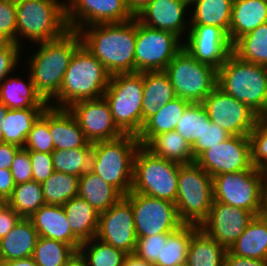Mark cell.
<instances>
[{
  "instance_id": "obj_1",
  "label": "cell",
  "mask_w": 267,
  "mask_h": 266,
  "mask_svg": "<svg viewBox=\"0 0 267 266\" xmlns=\"http://www.w3.org/2000/svg\"><path fill=\"white\" fill-rule=\"evenodd\" d=\"M137 19L88 25L78 31L83 46L112 76L135 72Z\"/></svg>"
},
{
  "instance_id": "obj_56",
  "label": "cell",
  "mask_w": 267,
  "mask_h": 266,
  "mask_svg": "<svg viewBox=\"0 0 267 266\" xmlns=\"http://www.w3.org/2000/svg\"><path fill=\"white\" fill-rule=\"evenodd\" d=\"M152 0H125L127 9L135 17Z\"/></svg>"
},
{
  "instance_id": "obj_41",
  "label": "cell",
  "mask_w": 267,
  "mask_h": 266,
  "mask_svg": "<svg viewBox=\"0 0 267 266\" xmlns=\"http://www.w3.org/2000/svg\"><path fill=\"white\" fill-rule=\"evenodd\" d=\"M76 254L67 243L38 237L32 258L38 266H66Z\"/></svg>"
},
{
  "instance_id": "obj_34",
  "label": "cell",
  "mask_w": 267,
  "mask_h": 266,
  "mask_svg": "<svg viewBox=\"0 0 267 266\" xmlns=\"http://www.w3.org/2000/svg\"><path fill=\"white\" fill-rule=\"evenodd\" d=\"M226 251L199 228L191 236L186 263L190 266H223Z\"/></svg>"
},
{
  "instance_id": "obj_10",
  "label": "cell",
  "mask_w": 267,
  "mask_h": 266,
  "mask_svg": "<svg viewBox=\"0 0 267 266\" xmlns=\"http://www.w3.org/2000/svg\"><path fill=\"white\" fill-rule=\"evenodd\" d=\"M213 198L232 207L245 209L255 216L262 215L266 196V172L248 169L212 177Z\"/></svg>"
},
{
  "instance_id": "obj_51",
  "label": "cell",
  "mask_w": 267,
  "mask_h": 266,
  "mask_svg": "<svg viewBox=\"0 0 267 266\" xmlns=\"http://www.w3.org/2000/svg\"><path fill=\"white\" fill-rule=\"evenodd\" d=\"M20 47L22 48L17 43L11 42L7 46L0 47V84L18 66L22 51Z\"/></svg>"
},
{
  "instance_id": "obj_61",
  "label": "cell",
  "mask_w": 267,
  "mask_h": 266,
  "mask_svg": "<svg viewBox=\"0 0 267 266\" xmlns=\"http://www.w3.org/2000/svg\"><path fill=\"white\" fill-rule=\"evenodd\" d=\"M10 43V41L0 33V47L7 46Z\"/></svg>"
},
{
  "instance_id": "obj_49",
  "label": "cell",
  "mask_w": 267,
  "mask_h": 266,
  "mask_svg": "<svg viewBox=\"0 0 267 266\" xmlns=\"http://www.w3.org/2000/svg\"><path fill=\"white\" fill-rule=\"evenodd\" d=\"M31 158L33 180L42 183L54 172L52 153L29 151Z\"/></svg>"
},
{
  "instance_id": "obj_14",
  "label": "cell",
  "mask_w": 267,
  "mask_h": 266,
  "mask_svg": "<svg viewBox=\"0 0 267 266\" xmlns=\"http://www.w3.org/2000/svg\"><path fill=\"white\" fill-rule=\"evenodd\" d=\"M212 123L232 136H249L259 116L244 103L216 86L201 102Z\"/></svg>"
},
{
  "instance_id": "obj_38",
  "label": "cell",
  "mask_w": 267,
  "mask_h": 266,
  "mask_svg": "<svg viewBox=\"0 0 267 266\" xmlns=\"http://www.w3.org/2000/svg\"><path fill=\"white\" fill-rule=\"evenodd\" d=\"M6 203L21 217L30 218L45 205L41 183L34 180L15 185Z\"/></svg>"
},
{
  "instance_id": "obj_16",
  "label": "cell",
  "mask_w": 267,
  "mask_h": 266,
  "mask_svg": "<svg viewBox=\"0 0 267 266\" xmlns=\"http://www.w3.org/2000/svg\"><path fill=\"white\" fill-rule=\"evenodd\" d=\"M65 18L68 29L79 31L88 25L126 22L134 16L125 0H65Z\"/></svg>"
},
{
  "instance_id": "obj_57",
  "label": "cell",
  "mask_w": 267,
  "mask_h": 266,
  "mask_svg": "<svg viewBox=\"0 0 267 266\" xmlns=\"http://www.w3.org/2000/svg\"><path fill=\"white\" fill-rule=\"evenodd\" d=\"M124 266H154V264L138 258L135 254H127L124 260Z\"/></svg>"
},
{
  "instance_id": "obj_50",
  "label": "cell",
  "mask_w": 267,
  "mask_h": 266,
  "mask_svg": "<svg viewBox=\"0 0 267 266\" xmlns=\"http://www.w3.org/2000/svg\"><path fill=\"white\" fill-rule=\"evenodd\" d=\"M15 184L33 180L29 150L21 148L15 155L10 167Z\"/></svg>"
},
{
  "instance_id": "obj_44",
  "label": "cell",
  "mask_w": 267,
  "mask_h": 266,
  "mask_svg": "<svg viewBox=\"0 0 267 266\" xmlns=\"http://www.w3.org/2000/svg\"><path fill=\"white\" fill-rule=\"evenodd\" d=\"M23 148L42 153H52L54 151L53 139L48 125V107L34 123Z\"/></svg>"
},
{
  "instance_id": "obj_64",
  "label": "cell",
  "mask_w": 267,
  "mask_h": 266,
  "mask_svg": "<svg viewBox=\"0 0 267 266\" xmlns=\"http://www.w3.org/2000/svg\"><path fill=\"white\" fill-rule=\"evenodd\" d=\"M179 266H190V265H188L187 263H184V264L179 265Z\"/></svg>"
},
{
  "instance_id": "obj_3",
  "label": "cell",
  "mask_w": 267,
  "mask_h": 266,
  "mask_svg": "<svg viewBox=\"0 0 267 266\" xmlns=\"http://www.w3.org/2000/svg\"><path fill=\"white\" fill-rule=\"evenodd\" d=\"M110 77L103 64L81 44L72 55L59 93L53 99L57 102L49 106L67 109L79 101L102 98Z\"/></svg>"
},
{
  "instance_id": "obj_26",
  "label": "cell",
  "mask_w": 267,
  "mask_h": 266,
  "mask_svg": "<svg viewBox=\"0 0 267 266\" xmlns=\"http://www.w3.org/2000/svg\"><path fill=\"white\" fill-rule=\"evenodd\" d=\"M175 97L174 88L164 71L143 72L142 126L162 105Z\"/></svg>"
},
{
  "instance_id": "obj_35",
  "label": "cell",
  "mask_w": 267,
  "mask_h": 266,
  "mask_svg": "<svg viewBox=\"0 0 267 266\" xmlns=\"http://www.w3.org/2000/svg\"><path fill=\"white\" fill-rule=\"evenodd\" d=\"M145 147L157 156L180 164L195 161L191 145L175 130L155 135Z\"/></svg>"
},
{
  "instance_id": "obj_9",
  "label": "cell",
  "mask_w": 267,
  "mask_h": 266,
  "mask_svg": "<svg viewBox=\"0 0 267 266\" xmlns=\"http://www.w3.org/2000/svg\"><path fill=\"white\" fill-rule=\"evenodd\" d=\"M214 202L212 177L195 161L181 164L175 206L184 224L199 226Z\"/></svg>"
},
{
  "instance_id": "obj_28",
  "label": "cell",
  "mask_w": 267,
  "mask_h": 266,
  "mask_svg": "<svg viewBox=\"0 0 267 266\" xmlns=\"http://www.w3.org/2000/svg\"><path fill=\"white\" fill-rule=\"evenodd\" d=\"M27 80L9 75L0 84V101L9 109L47 108L49 104L35 91L31 75Z\"/></svg>"
},
{
  "instance_id": "obj_43",
  "label": "cell",
  "mask_w": 267,
  "mask_h": 266,
  "mask_svg": "<svg viewBox=\"0 0 267 266\" xmlns=\"http://www.w3.org/2000/svg\"><path fill=\"white\" fill-rule=\"evenodd\" d=\"M205 123H212L201 103H190L176 125L178 132L191 146L200 138Z\"/></svg>"
},
{
  "instance_id": "obj_19",
  "label": "cell",
  "mask_w": 267,
  "mask_h": 266,
  "mask_svg": "<svg viewBox=\"0 0 267 266\" xmlns=\"http://www.w3.org/2000/svg\"><path fill=\"white\" fill-rule=\"evenodd\" d=\"M90 143L116 139L124 133L114 123L104 97L76 102L67 108Z\"/></svg>"
},
{
  "instance_id": "obj_40",
  "label": "cell",
  "mask_w": 267,
  "mask_h": 266,
  "mask_svg": "<svg viewBox=\"0 0 267 266\" xmlns=\"http://www.w3.org/2000/svg\"><path fill=\"white\" fill-rule=\"evenodd\" d=\"M78 253L88 266H124L127 255L123 250L93 237L81 243Z\"/></svg>"
},
{
  "instance_id": "obj_37",
  "label": "cell",
  "mask_w": 267,
  "mask_h": 266,
  "mask_svg": "<svg viewBox=\"0 0 267 266\" xmlns=\"http://www.w3.org/2000/svg\"><path fill=\"white\" fill-rule=\"evenodd\" d=\"M199 229L193 224H184L172 232L161 251V259H157L154 266H179L186 263L191 236Z\"/></svg>"
},
{
  "instance_id": "obj_47",
  "label": "cell",
  "mask_w": 267,
  "mask_h": 266,
  "mask_svg": "<svg viewBox=\"0 0 267 266\" xmlns=\"http://www.w3.org/2000/svg\"><path fill=\"white\" fill-rule=\"evenodd\" d=\"M227 131L215 123H205L204 131L200 138L191 146L194 160L205 150L231 137Z\"/></svg>"
},
{
  "instance_id": "obj_60",
  "label": "cell",
  "mask_w": 267,
  "mask_h": 266,
  "mask_svg": "<svg viewBox=\"0 0 267 266\" xmlns=\"http://www.w3.org/2000/svg\"><path fill=\"white\" fill-rule=\"evenodd\" d=\"M8 109L9 108L0 101V142H3V131L1 129V123L4 121Z\"/></svg>"
},
{
  "instance_id": "obj_12",
  "label": "cell",
  "mask_w": 267,
  "mask_h": 266,
  "mask_svg": "<svg viewBox=\"0 0 267 266\" xmlns=\"http://www.w3.org/2000/svg\"><path fill=\"white\" fill-rule=\"evenodd\" d=\"M182 43L174 33L152 29L137 20L135 72L164 71L183 48Z\"/></svg>"
},
{
  "instance_id": "obj_59",
  "label": "cell",
  "mask_w": 267,
  "mask_h": 266,
  "mask_svg": "<svg viewBox=\"0 0 267 266\" xmlns=\"http://www.w3.org/2000/svg\"><path fill=\"white\" fill-rule=\"evenodd\" d=\"M66 266H88V264L77 252V254L69 261Z\"/></svg>"
},
{
  "instance_id": "obj_53",
  "label": "cell",
  "mask_w": 267,
  "mask_h": 266,
  "mask_svg": "<svg viewBox=\"0 0 267 266\" xmlns=\"http://www.w3.org/2000/svg\"><path fill=\"white\" fill-rule=\"evenodd\" d=\"M223 266H267V259H251L232 254L228 249Z\"/></svg>"
},
{
  "instance_id": "obj_11",
  "label": "cell",
  "mask_w": 267,
  "mask_h": 266,
  "mask_svg": "<svg viewBox=\"0 0 267 266\" xmlns=\"http://www.w3.org/2000/svg\"><path fill=\"white\" fill-rule=\"evenodd\" d=\"M176 97L201 103L217 86V69L199 62L182 48L166 66Z\"/></svg>"
},
{
  "instance_id": "obj_18",
  "label": "cell",
  "mask_w": 267,
  "mask_h": 266,
  "mask_svg": "<svg viewBox=\"0 0 267 266\" xmlns=\"http://www.w3.org/2000/svg\"><path fill=\"white\" fill-rule=\"evenodd\" d=\"M183 48L201 63L219 69L232 53L228 34L220 27L190 25Z\"/></svg>"
},
{
  "instance_id": "obj_46",
  "label": "cell",
  "mask_w": 267,
  "mask_h": 266,
  "mask_svg": "<svg viewBox=\"0 0 267 266\" xmlns=\"http://www.w3.org/2000/svg\"><path fill=\"white\" fill-rule=\"evenodd\" d=\"M170 234L160 233L137 238L134 254L138 258L154 264L157 259H161L162 248Z\"/></svg>"
},
{
  "instance_id": "obj_32",
  "label": "cell",
  "mask_w": 267,
  "mask_h": 266,
  "mask_svg": "<svg viewBox=\"0 0 267 266\" xmlns=\"http://www.w3.org/2000/svg\"><path fill=\"white\" fill-rule=\"evenodd\" d=\"M46 108L8 109L1 123L3 142L24 147L34 123Z\"/></svg>"
},
{
  "instance_id": "obj_62",
  "label": "cell",
  "mask_w": 267,
  "mask_h": 266,
  "mask_svg": "<svg viewBox=\"0 0 267 266\" xmlns=\"http://www.w3.org/2000/svg\"><path fill=\"white\" fill-rule=\"evenodd\" d=\"M262 215L267 220V203H263Z\"/></svg>"
},
{
  "instance_id": "obj_29",
  "label": "cell",
  "mask_w": 267,
  "mask_h": 266,
  "mask_svg": "<svg viewBox=\"0 0 267 266\" xmlns=\"http://www.w3.org/2000/svg\"><path fill=\"white\" fill-rule=\"evenodd\" d=\"M232 254L251 259H267V220L255 216L228 249Z\"/></svg>"
},
{
  "instance_id": "obj_15",
  "label": "cell",
  "mask_w": 267,
  "mask_h": 266,
  "mask_svg": "<svg viewBox=\"0 0 267 266\" xmlns=\"http://www.w3.org/2000/svg\"><path fill=\"white\" fill-rule=\"evenodd\" d=\"M195 162L211 177L255 169L251 162L249 136H231L220 144L203 151Z\"/></svg>"
},
{
  "instance_id": "obj_23",
  "label": "cell",
  "mask_w": 267,
  "mask_h": 266,
  "mask_svg": "<svg viewBox=\"0 0 267 266\" xmlns=\"http://www.w3.org/2000/svg\"><path fill=\"white\" fill-rule=\"evenodd\" d=\"M48 125L54 150L92 147L68 109L48 106Z\"/></svg>"
},
{
  "instance_id": "obj_48",
  "label": "cell",
  "mask_w": 267,
  "mask_h": 266,
  "mask_svg": "<svg viewBox=\"0 0 267 266\" xmlns=\"http://www.w3.org/2000/svg\"><path fill=\"white\" fill-rule=\"evenodd\" d=\"M15 0H0V33L11 43H17Z\"/></svg>"
},
{
  "instance_id": "obj_8",
  "label": "cell",
  "mask_w": 267,
  "mask_h": 266,
  "mask_svg": "<svg viewBox=\"0 0 267 266\" xmlns=\"http://www.w3.org/2000/svg\"><path fill=\"white\" fill-rule=\"evenodd\" d=\"M103 97L117 127L137 136L142 128L143 72L112 75Z\"/></svg>"
},
{
  "instance_id": "obj_17",
  "label": "cell",
  "mask_w": 267,
  "mask_h": 266,
  "mask_svg": "<svg viewBox=\"0 0 267 266\" xmlns=\"http://www.w3.org/2000/svg\"><path fill=\"white\" fill-rule=\"evenodd\" d=\"M96 238L134 254L137 236L132 204L123 196L113 206L99 214Z\"/></svg>"
},
{
  "instance_id": "obj_21",
  "label": "cell",
  "mask_w": 267,
  "mask_h": 266,
  "mask_svg": "<svg viewBox=\"0 0 267 266\" xmlns=\"http://www.w3.org/2000/svg\"><path fill=\"white\" fill-rule=\"evenodd\" d=\"M188 7L191 8L189 0H152L135 18L147 27L169 31L183 38L187 36V32H183L190 28V19L184 17H187Z\"/></svg>"
},
{
  "instance_id": "obj_22",
  "label": "cell",
  "mask_w": 267,
  "mask_h": 266,
  "mask_svg": "<svg viewBox=\"0 0 267 266\" xmlns=\"http://www.w3.org/2000/svg\"><path fill=\"white\" fill-rule=\"evenodd\" d=\"M29 219L39 237L67 243L78 252L82 241L72 232L63 206L45 204Z\"/></svg>"
},
{
  "instance_id": "obj_13",
  "label": "cell",
  "mask_w": 267,
  "mask_h": 266,
  "mask_svg": "<svg viewBox=\"0 0 267 266\" xmlns=\"http://www.w3.org/2000/svg\"><path fill=\"white\" fill-rule=\"evenodd\" d=\"M124 197L132 204L137 238L172 233L184 225L175 203L132 191Z\"/></svg>"
},
{
  "instance_id": "obj_42",
  "label": "cell",
  "mask_w": 267,
  "mask_h": 266,
  "mask_svg": "<svg viewBox=\"0 0 267 266\" xmlns=\"http://www.w3.org/2000/svg\"><path fill=\"white\" fill-rule=\"evenodd\" d=\"M91 156L92 147L54 150L52 152L54 170L80 177L90 170Z\"/></svg>"
},
{
  "instance_id": "obj_27",
  "label": "cell",
  "mask_w": 267,
  "mask_h": 266,
  "mask_svg": "<svg viewBox=\"0 0 267 266\" xmlns=\"http://www.w3.org/2000/svg\"><path fill=\"white\" fill-rule=\"evenodd\" d=\"M191 102L175 97L159 108V111L149 117L143 124L137 139L140 145L145 146L155 135L173 131Z\"/></svg>"
},
{
  "instance_id": "obj_6",
  "label": "cell",
  "mask_w": 267,
  "mask_h": 266,
  "mask_svg": "<svg viewBox=\"0 0 267 266\" xmlns=\"http://www.w3.org/2000/svg\"><path fill=\"white\" fill-rule=\"evenodd\" d=\"M15 2L19 46H22L20 41L22 37L33 43L46 42L61 37L69 30L65 18V1L15 0Z\"/></svg>"
},
{
  "instance_id": "obj_52",
  "label": "cell",
  "mask_w": 267,
  "mask_h": 266,
  "mask_svg": "<svg viewBox=\"0 0 267 266\" xmlns=\"http://www.w3.org/2000/svg\"><path fill=\"white\" fill-rule=\"evenodd\" d=\"M21 217L6 203H0V239L17 224Z\"/></svg>"
},
{
  "instance_id": "obj_45",
  "label": "cell",
  "mask_w": 267,
  "mask_h": 266,
  "mask_svg": "<svg viewBox=\"0 0 267 266\" xmlns=\"http://www.w3.org/2000/svg\"><path fill=\"white\" fill-rule=\"evenodd\" d=\"M251 162L256 169L267 171V116L259 117L249 134Z\"/></svg>"
},
{
  "instance_id": "obj_5",
  "label": "cell",
  "mask_w": 267,
  "mask_h": 266,
  "mask_svg": "<svg viewBox=\"0 0 267 266\" xmlns=\"http://www.w3.org/2000/svg\"><path fill=\"white\" fill-rule=\"evenodd\" d=\"M140 143L136 135L92 143L90 170L114 187L122 196L131 192L133 160Z\"/></svg>"
},
{
  "instance_id": "obj_7",
  "label": "cell",
  "mask_w": 267,
  "mask_h": 266,
  "mask_svg": "<svg viewBox=\"0 0 267 266\" xmlns=\"http://www.w3.org/2000/svg\"><path fill=\"white\" fill-rule=\"evenodd\" d=\"M180 166L140 145L133 160L131 191L175 203Z\"/></svg>"
},
{
  "instance_id": "obj_2",
  "label": "cell",
  "mask_w": 267,
  "mask_h": 266,
  "mask_svg": "<svg viewBox=\"0 0 267 266\" xmlns=\"http://www.w3.org/2000/svg\"><path fill=\"white\" fill-rule=\"evenodd\" d=\"M36 44L39 49L30 54L27 62L29 75L37 94L49 104L58 95L71 57L82 39L78 31L69 29L57 39Z\"/></svg>"
},
{
  "instance_id": "obj_24",
  "label": "cell",
  "mask_w": 267,
  "mask_h": 266,
  "mask_svg": "<svg viewBox=\"0 0 267 266\" xmlns=\"http://www.w3.org/2000/svg\"><path fill=\"white\" fill-rule=\"evenodd\" d=\"M267 22L266 0H234L228 37L232 45Z\"/></svg>"
},
{
  "instance_id": "obj_58",
  "label": "cell",
  "mask_w": 267,
  "mask_h": 266,
  "mask_svg": "<svg viewBox=\"0 0 267 266\" xmlns=\"http://www.w3.org/2000/svg\"><path fill=\"white\" fill-rule=\"evenodd\" d=\"M1 266H38L32 257L0 262Z\"/></svg>"
},
{
  "instance_id": "obj_63",
  "label": "cell",
  "mask_w": 267,
  "mask_h": 266,
  "mask_svg": "<svg viewBox=\"0 0 267 266\" xmlns=\"http://www.w3.org/2000/svg\"><path fill=\"white\" fill-rule=\"evenodd\" d=\"M264 203H267V171H266V196L264 199Z\"/></svg>"
},
{
  "instance_id": "obj_33",
  "label": "cell",
  "mask_w": 267,
  "mask_h": 266,
  "mask_svg": "<svg viewBox=\"0 0 267 266\" xmlns=\"http://www.w3.org/2000/svg\"><path fill=\"white\" fill-rule=\"evenodd\" d=\"M194 7L190 25H208L222 28L227 34L231 23L234 0H189Z\"/></svg>"
},
{
  "instance_id": "obj_31",
  "label": "cell",
  "mask_w": 267,
  "mask_h": 266,
  "mask_svg": "<svg viewBox=\"0 0 267 266\" xmlns=\"http://www.w3.org/2000/svg\"><path fill=\"white\" fill-rule=\"evenodd\" d=\"M63 207L72 232L82 242L96 236L99 213L85 199L73 197Z\"/></svg>"
},
{
  "instance_id": "obj_25",
  "label": "cell",
  "mask_w": 267,
  "mask_h": 266,
  "mask_svg": "<svg viewBox=\"0 0 267 266\" xmlns=\"http://www.w3.org/2000/svg\"><path fill=\"white\" fill-rule=\"evenodd\" d=\"M38 233L29 218H21L17 224L0 239V262L32 257Z\"/></svg>"
},
{
  "instance_id": "obj_55",
  "label": "cell",
  "mask_w": 267,
  "mask_h": 266,
  "mask_svg": "<svg viewBox=\"0 0 267 266\" xmlns=\"http://www.w3.org/2000/svg\"><path fill=\"white\" fill-rule=\"evenodd\" d=\"M20 149L21 147L17 145L0 142V169H10L13 159Z\"/></svg>"
},
{
  "instance_id": "obj_4",
  "label": "cell",
  "mask_w": 267,
  "mask_h": 266,
  "mask_svg": "<svg viewBox=\"0 0 267 266\" xmlns=\"http://www.w3.org/2000/svg\"><path fill=\"white\" fill-rule=\"evenodd\" d=\"M217 86L259 117L267 116V66L240 60L231 53L217 70Z\"/></svg>"
},
{
  "instance_id": "obj_20",
  "label": "cell",
  "mask_w": 267,
  "mask_h": 266,
  "mask_svg": "<svg viewBox=\"0 0 267 266\" xmlns=\"http://www.w3.org/2000/svg\"><path fill=\"white\" fill-rule=\"evenodd\" d=\"M254 217L253 213L245 209L214 201L199 228L218 244L229 249Z\"/></svg>"
},
{
  "instance_id": "obj_36",
  "label": "cell",
  "mask_w": 267,
  "mask_h": 266,
  "mask_svg": "<svg viewBox=\"0 0 267 266\" xmlns=\"http://www.w3.org/2000/svg\"><path fill=\"white\" fill-rule=\"evenodd\" d=\"M232 53L240 60L267 66V22L241 36L232 45Z\"/></svg>"
},
{
  "instance_id": "obj_30",
  "label": "cell",
  "mask_w": 267,
  "mask_h": 266,
  "mask_svg": "<svg viewBox=\"0 0 267 266\" xmlns=\"http://www.w3.org/2000/svg\"><path fill=\"white\" fill-rule=\"evenodd\" d=\"M78 196L85 199L99 214L123 197L114 187L91 170L79 177Z\"/></svg>"
},
{
  "instance_id": "obj_39",
  "label": "cell",
  "mask_w": 267,
  "mask_h": 266,
  "mask_svg": "<svg viewBox=\"0 0 267 266\" xmlns=\"http://www.w3.org/2000/svg\"><path fill=\"white\" fill-rule=\"evenodd\" d=\"M41 186L45 204L63 206L78 196L79 177L55 171Z\"/></svg>"
},
{
  "instance_id": "obj_54",
  "label": "cell",
  "mask_w": 267,
  "mask_h": 266,
  "mask_svg": "<svg viewBox=\"0 0 267 266\" xmlns=\"http://www.w3.org/2000/svg\"><path fill=\"white\" fill-rule=\"evenodd\" d=\"M10 169H0V202H6L15 188Z\"/></svg>"
}]
</instances>
